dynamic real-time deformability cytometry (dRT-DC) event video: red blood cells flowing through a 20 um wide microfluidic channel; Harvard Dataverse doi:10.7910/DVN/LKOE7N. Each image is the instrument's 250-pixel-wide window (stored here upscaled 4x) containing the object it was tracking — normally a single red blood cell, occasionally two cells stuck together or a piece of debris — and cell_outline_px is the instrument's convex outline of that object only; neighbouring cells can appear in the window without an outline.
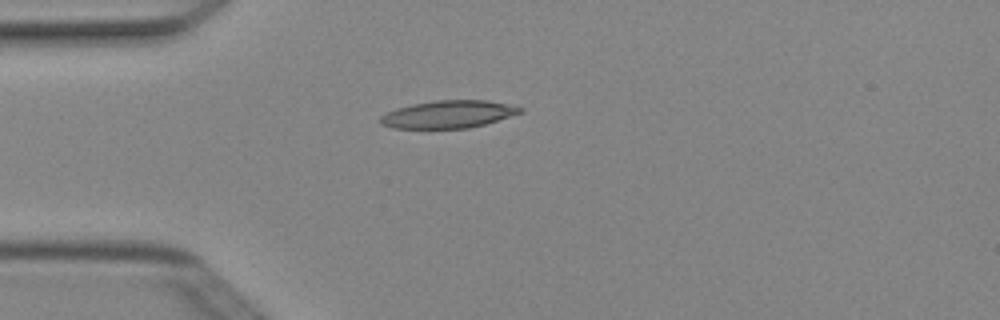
{"species": "Egyptian fruit bat (a non-hibernating species)", "species_latin": "Rousettus aegyptiacus", "temperature_condition": "cold", "stored_images_in_passage": 4, "camera_frame_rate_fps": 3000, "um_per_image_px": 0.085, "animal": {"sex": "female"}, "frame": {"image": 1, "passage_image": 4, "time_ms": 1.0, "image_size_px": [1000, 320], "cell_outline_px": [[524, 112], [484, 124], [468, 128], [392, 128], [380, 124], [380, 116], [396, 108], [412, 104], [436, 100], [488, 100], [508, 104], [524, 108]], "centroid_in_image_um": [38.12, 9.71], "position_along_channel_um": 46.9, "area_um2": 22.43}}